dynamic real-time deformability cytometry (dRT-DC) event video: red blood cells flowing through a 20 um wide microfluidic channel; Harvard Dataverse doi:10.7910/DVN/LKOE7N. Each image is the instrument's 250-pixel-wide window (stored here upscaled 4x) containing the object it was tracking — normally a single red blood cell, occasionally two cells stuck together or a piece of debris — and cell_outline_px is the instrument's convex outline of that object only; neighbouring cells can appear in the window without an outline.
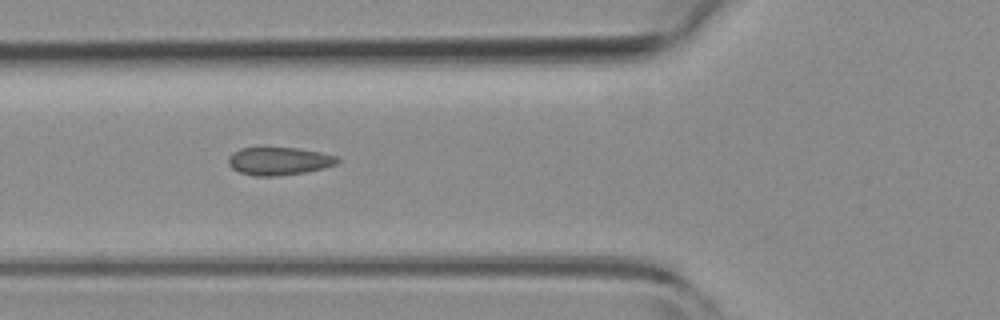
{"species": "common noctule bat (a hibernating species)", "species_latin": "Nyctalus noctula", "temperature_condition": "room temperature", "stored_images_in_passage": 7, "camera_frame_rate_fps": 3000, "um_per_image_px": 0.085, "animal": {"sex": "female", "body_mass_g": 19.3, "forearm_length_mm": 54.1}, "frame": {"image": 1, "passage_image": 6, "time_ms": 1.667, "image_size_px": [1000, 320], "cell_outline_px": [[340, 160], [336, 164], [324, 168], [304, 172], [276, 176], [252, 176], [240, 172], [232, 168], [228, 164], [228, 156], [232, 152], [240, 148], [256, 144], [264, 144], [296, 148], [320, 152], [336, 156]], "centroid_in_image_um": [23.62, 13.63], "position_along_channel_um": 102.2, "area_um2": 18.61}}
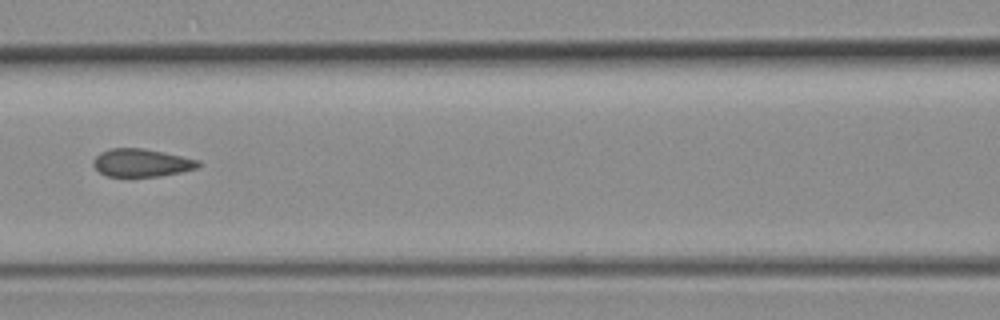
{"frame": {"image": 2, "passage_image": 7, "time_ms": 2.0, "image_size_px": [1000, 320], "cell_outline_px": [[200, 168], [160, 176], [108, 176], [100, 172], [92, 164], [92, 160], [100, 152], [112, 148], [144, 148], [164, 152], [200, 160]], "centroid_in_image_um": [12.05, 13.83], "position_along_channel_um": 154.5, "area_um2": 17.11}}